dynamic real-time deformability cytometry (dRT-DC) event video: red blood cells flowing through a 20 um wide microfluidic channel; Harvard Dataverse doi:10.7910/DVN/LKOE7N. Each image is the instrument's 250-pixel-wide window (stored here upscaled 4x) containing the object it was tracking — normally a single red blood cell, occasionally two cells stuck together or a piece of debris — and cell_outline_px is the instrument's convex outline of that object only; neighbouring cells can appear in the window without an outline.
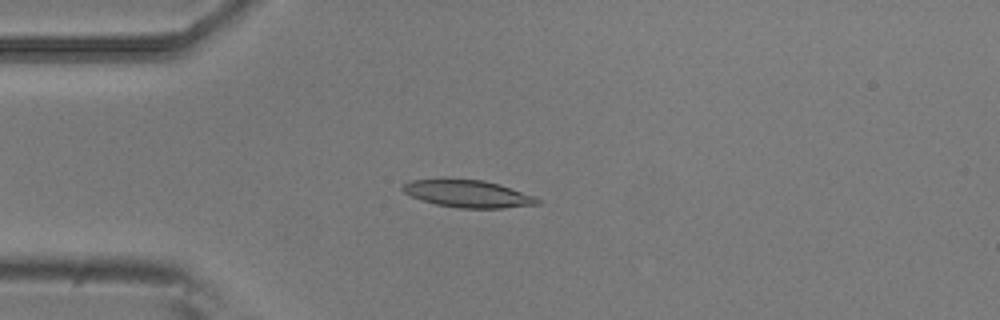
{"species": "common noctule bat (a hibernating species)", "species_latin": "Nyctalus noctula", "temperature_condition": "room temperature", "stored_images_in_passage": 6, "camera_frame_rate_fps": 3000, "um_per_image_px": 0.085, "animal": {"sex": "male", "body_mass_g": 20.5, "forearm_length_mm": 52.5}, "frame": {"image": 1, "passage_image": 3, "time_ms": 0.667, "image_size_px": [1000, 320], "cell_outline_px": [[540, 204], [504, 208], [460, 208], [436, 204], [420, 200], [404, 192], [400, 188], [404, 184], [412, 180], [444, 176], [484, 180], [500, 184], [536, 196], [540, 200]], "centroid_in_image_um": [39.74, 16.42], "position_along_channel_um": 45.3, "area_um2": 22.25}}
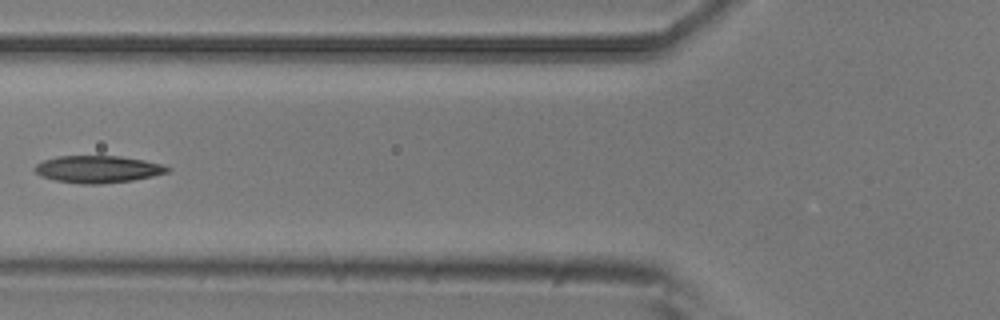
{"frame": {"image": 2, "passage_image": 5, "time_ms": 1.333, "image_size_px": [1000, 320], "cell_outline_px": [[172, 168], [168, 172], [152, 176], [132, 180], [100, 184], [80, 184], [56, 180], [40, 176], [32, 168], [36, 164], [44, 160], [56, 156], [120, 156], [144, 160], [160, 164]], "centroid_in_image_um": [8.29, 14.38], "position_along_channel_um": 117.5, "area_um2": 20.98}}
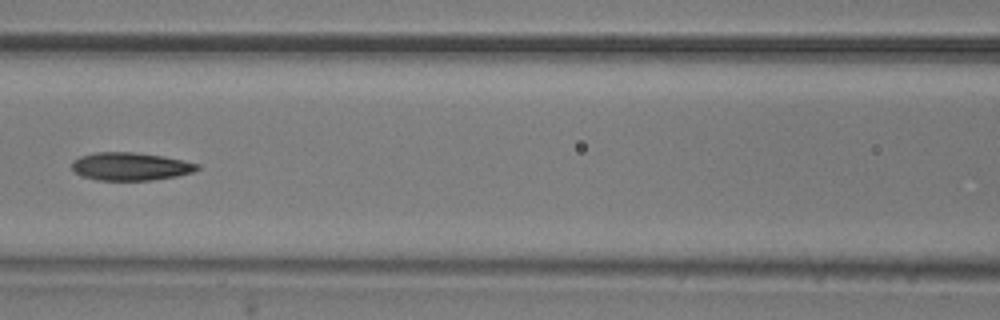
{"frame": {"image": 3, "passage_image": 6, "time_ms": 1.667, "image_size_px": [1000, 320], "cell_outline_px": [[200, 168], [192, 172], [176, 176], [152, 180], [96, 180], [80, 176], [72, 168], [72, 160], [80, 156], [96, 152], [132, 152], [164, 156], [200, 164]], "centroid_in_image_um": [11.07, 14.14], "position_along_channel_um": 155.5, "area_um2": 20.46}}